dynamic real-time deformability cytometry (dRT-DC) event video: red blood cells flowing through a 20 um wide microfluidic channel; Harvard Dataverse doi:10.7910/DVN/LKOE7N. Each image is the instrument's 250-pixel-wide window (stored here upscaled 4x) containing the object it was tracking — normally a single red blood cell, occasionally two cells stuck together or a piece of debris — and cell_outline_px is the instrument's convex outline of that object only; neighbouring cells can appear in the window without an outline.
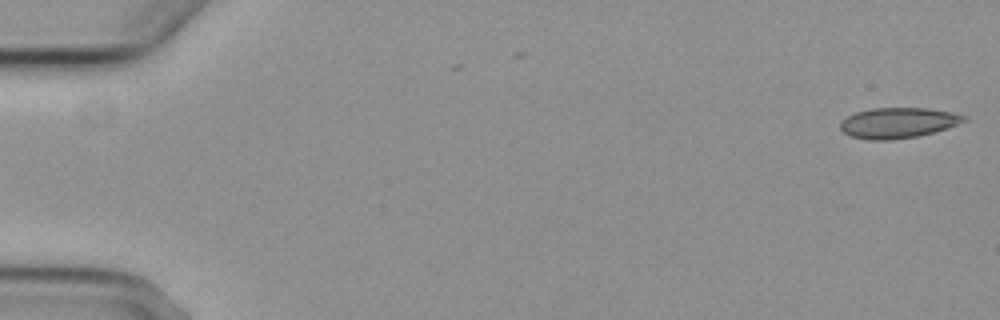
{"species": "common noctule bat (a hibernating species)", "species_latin": "Nyctalus noctula", "temperature_condition": "cold", "stored_images_in_passage": 2, "camera_frame_rate_fps": 3000, "um_per_image_px": 0.085, "animal": {"sex": "female", "body_mass_g": 29.2, "forearm_length_mm": 56.3}, "frame": {"image": 1, "passage_image": 2, "time_ms": 1.0, "image_size_px": [1000, 320], "cell_outline_px": [[968, 120], [948, 128], [920, 136], [892, 140], [868, 140], [852, 136], [844, 132], [840, 128], [840, 120], [856, 112], [872, 108], [928, 108], [952, 112], [964, 116]], "centroid_in_image_um": [76.34, 10.44], "position_along_channel_um": 8.7, "area_um2": 22.08}}